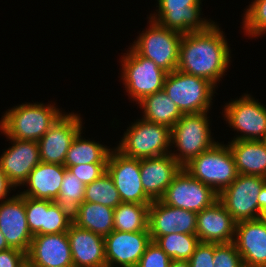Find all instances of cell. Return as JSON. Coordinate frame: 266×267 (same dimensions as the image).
<instances>
[{
  "mask_svg": "<svg viewBox=\"0 0 266 267\" xmlns=\"http://www.w3.org/2000/svg\"><path fill=\"white\" fill-rule=\"evenodd\" d=\"M230 56L223 31L214 22L205 31L183 34L177 70L204 78L216 87L225 75Z\"/></svg>",
  "mask_w": 266,
  "mask_h": 267,
  "instance_id": "6da1fadb",
  "label": "cell"
},
{
  "mask_svg": "<svg viewBox=\"0 0 266 267\" xmlns=\"http://www.w3.org/2000/svg\"><path fill=\"white\" fill-rule=\"evenodd\" d=\"M62 114L51 104H22L5 112L0 130L9 138L39 141Z\"/></svg>",
  "mask_w": 266,
  "mask_h": 267,
  "instance_id": "7a4b0ae2",
  "label": "cell"
},
{
  "mask_svg": "<svg viewBox=\"0 0 266 267\" xmlns=\"http://www.w3.org/2000/svg\"><path fill=\"white\" fill-rule=\"evenodd\" d=\"M193 178L210 186L218 195L233 183L238 175L229 145L217 142L183 167Z\"/></svg>",
  "mask_w": 266,
  "mask_h": 267,
  "instance_id": "3957f363",
  "label": "cell"
},
{
  "mask_svg": "<svg viewBox=\"0 0 266 267\" xmlns=\"http://www.w3.org/2000/svg\"><path fill=\"white\" fill-rule=\"evenodd\" d=\"M163 90L182 114H198L210 109L215 86L204 78L176 69L167 73Z\"/></svg>",
  "mask_w": 266,
  "mask_h": 267,
  "instance_id": "277c9868",
  "label": "cell"
},
{
  "mask_svg": "<svg viewBox=\"0 0 266 267\" xmlns=\"http://www.w3.org/2000/svg\"><path fill=\"white\" fill-rule=\"evenodd\" d=\"M208 118L207 112L183 114L171 128V144L179 153L170 154L182 167L217 143L211 138Z\"/></svg>",
  "mask_w": 266,
  "mask_h": 267,
  "instance_id": "5b68a950",
  "label": "cell"
},
{
  "mask_svg": "<svg viewBox=\"0 0 266 267\" xmlns=\"http://www.w3.org/2000/svg\"><path fill=\"white\" fill-rule=\"evenodd\" d=\"M133 123L116 149L130 158H150L169 154L171 128L145 119Z\"/></svg>",
  "mask_w": 266,
  "mask_h": 267,
  "instance_id": "8992f818",
  "label": "cell"
},
{
  "mask_svg": "<svg viewBox=\"0 0 266 267\" xmlns=\"http://www.w3.org/2000/svg\"><path fill=\"white\" fill-rule=\"evenodd\" d=\"M149 29L142 31L132 48L141 56L150 59L158 67L170 73L177 69L182 33L161 26L150 20Z\"/></svg>",
  "mask_w": 266,
  "mask_h": 267,
  "instance_id": "52a82bcc",
  "label": "cell"
},
{
  "mask_svg": "<svg viewBox=\"0 0 266 267\" xmlns=\"http://www.w3.org/2000/svg\"><path fill=\"white\" fill-rule=\"evenodd\" d=\"M123 55L122 78L126 92L133 101L139 102L144 97L163 90L167 72L150 59L139 55L132 47Z\"/></svg>",
  "mask_w": 266,
  "mask_h": 267,
  "instance_id": "ba28073f",
  "label": "cell"
},
{
  "mask_svg": "<svg viewBox=\"0 0 266 267\" xmlns=\"http://www.w3.org/2000/svg\"><path fill=\"white\" fill-rule=\"evenodd\" d=\"M265 181L261 176L238 174L219 194L218 200L236 223L260 217L258 195Z\"/></svg>",
  "mask_w": 266,
  "mask_h": 267,
  "instance_id": "9c48e42d",
  "label": "cell"
},
{
  "mask_svg": "<svg viewBox=\"0 0 266 267\" xmlns=\"http://www.w3.org/2000/svg\"><path fill=\"white\" fill-rule=\"evenodd\" d=\"M218 197L210 186L193 178L182 167L160 200L166 205L199 213L218 201Z\"/></svg>",
  "mask_w": 266,
  "mask_h": 267,
  "instance_id": "30bf717a",
  "label": "cell"
},
{
  "mask_svg": "<svg viewBox=\"0 0 266 267\" xmlns=\"http://www.w3.org/2000/svg\"><path fill=\"white\" fill-rule=\"evenodd\" d=\"M113 150V151H112ZM107 172L112 177L122 202L151 204L145 193L140 174V159L123 155L116 148L108 155Z\"/></svg>",
  "mask_w": 266,
  "mask_h": 267,
  "instance_id": "8fae6325",
  "label": "cell"
},
{
  "mask_svg": "<svg viewBox=\"0 0 266 267\" xmlns=\"http://www.w3.org/2000/svg\"><path fill=\"white\" fill-rule=\"evenodd\" d=\"M224 117L230 127L241 135L233 140H264L266 138V107L249 94L225 105ZM243 133V134H242Z\"/></svg>",
  "mask_w": 266,
  "mask_h": 267,
  "instance_id": "7c38bea8",
  "label": "cell"
},
{
  "mask_svg": "<svg viewBox=\"0 0 266 267\" xmlns=\"http://www.w3.org/2000/svg\"><path fill=\"white\" fill-rule=\"evenodd\" d=\"M158 14L149 18L182 34L205 31L214 21L201 18V0H157ZM158 15V16H157Z\"/></svg>",
  "mask_w": 266,
  "mask_h": 267,
  "instance_id": "4fadbf2b",
  "label": "cell"
},
{
  "mask_svg": "<svg viewBox=\"0 0 266 267\" xmlns=\"http://www.w3.org/2000/svg\"><path fill=\"white\" fill-rule=\"evenodd\" d=\"M81 130L82 119L78 114H62L38 141L40 161L64 165L67 151Z\"/></svg>",
  "mask_w": 266,
  "mask_h": 267,
  "instance_id": "5bb4252c",
  "label": "cell"
},
{
  "mask_svg": "<svg viewBox=\"0 0 266 267\" xmlns=\"http://www.w3.org/2000/svg\"><path fill=\"white\" fill-rule=\"evenodd\" d=\"M104 240L106 267H114V264L137 267L147 245L152 241L148 229L139 232L113 230Z\"/></svg>",
  "mask_w": 266,
  "mask_h": 267,
  "instance_id": "9a60e30c",
  "label": "cell"
},
{
  "mask_svg": "<svg viewBox=\"0 0 266 267\" xmlns=\"http://www.w3.org/2000/svg\"><path fill=\"white\" fill-rule=\"evenodd\" d=\"M197 213L166 205L161 200L152 201L148 210L150 236L172 233L196 235Z\"/></svg>",
  "mask_w": 266,
  "mask_h": 267,
  "instance_id": "2e32d148",
  "label": "cell"
},
{
  "mask_svg": "<svg viewBox=\"0 0 266 267\" xmlns=\"http://www.w3.org/2000/svg\"><path fill=\"white\" fill-rule=\"evenodd\" d=\"M0 232L10 248L28 253L33 235L27 225L24 196L20 193L0 203Z\"/></svg>",
  "mask_w": 266,
  "mask_h": 267,
  "instance_id": "e0dca14e",
  "label": "cell"
},
{
  "mask_svg": "<svg viewBox=\"0 0 266 267\" xmlns=\"http://www.w3.org/2000/svg\"><path fill=\"white\" fill-rule=\"evenodd\" d=\"M27 261L35 267H74L67 232L34 235Z\"/></svg>",
  "mask_w": 266,
  "mask_h": 267,
  "instance_id": "ac0fdd59",
  "label": "cell"
},
{
  "mask_svg": "<svg viewBox=\"0 0 266 267\" xmlns=\"http://www.w3.org/2000/svg\"><path fill=\"white\" fill-rule=\"evenodd\" d=\"M13 142L0 157V165L15 187L23 185L29 173L41 162L38 141L9 138Z\"/></svg>",
  "mask_w": 266,
  "mask_h": 267,
  "instance_id": "d6986e66",
  "label": "cell"
},
{
  "mask_svg": "<svg viewBox=\"0 0 266 267\" xmlns=\"http://www.w3.org/2000/svg\"><path fill=\"white\" fill-rule=\"evenodd\" d=\"M233 242L245 267H266V224L259 218L236 223Z\"/></svg>",
  "mask_w": 266,
  "mask_h": 267,
  "instance_id": "ffe728a7",
  "label": "cell"
},
{
  "mask_svg": "<svg viewBox=\"0 0 266 267\" xmlns=\"http://www.w3.org/2000/svg\"><path fill=\"white\" fill-rule=\"evenodd\" d=\"M236 222L218 200L197 213L196 236L204 243H229L235 238Z\"/></svg>",
  "mask_w": 266,
  "mask_h": 267,
  "instance_id": "44dd1931",
  "label": "cell"
},
{
  "mask_svg": "<svg viewBox=\"0 0 266 267\" xmlns=\"http://www.w3.org/2000/svg\"><path fill=\"white\" fill-rule=\"evenodd\" d=\"M181 168L170 153L140 159L141 181L145 193L153 201L160 200Z\"/></svg>",
  "mask_w": 266,
  "mask_h": 267,
  "instance_id": "7402d4cb",
  "label": "cell"
},
{
  "mask_svg": "<svg viewBox=\"0 0 266 267\" xmlns=\"http://www.w3.org/2000/svg\"><path fill=\"white\" fill-rule=\"evenodd\" d=\"M74 267H106L104 237L71 224L67 231Z\"/></svg>",
  "mask_w": 266,
  "mask_h": 267,
  "instance_id": "603a6c76",
  "label": "cell"
},
{
  "mask_svg": "<svg viewBox=\"0 0 266 267\" xmlns=\"http://www.w3.org/2000/svg\"><path fill=\"white\" fill-rule=\"evenodd\" d=\"M66 167L64 165L40 162L23 183L28 185L22 196L55 202L58 198Z\"/></svg>",
  "mask_w": 266,
  "mask_h": 267,
  "instance_id": "cb8c5ba5",
  "label": "cell"
},
{
  "mask_svg": "<svg viewBox=\"0 0 266 267\" xmlns=\"http://www.w3.org/2000/svg\"><path fill=\"white\" fill-rule=\"evenodd\" d=\"M229 148L238 174L266 178V143L264 140H232Z\"/></svg>",
  "mask_w": 266,
  "mask_h": 267,
  "instance_id": "d4e9b609",
  "label": "cell"
},
{
  "mask_svg": "<svg viewBox=\"0 0 266 267\" xmlns=\"http://www.w3.org/2000/svg\"><path fill=\"white\" fill-rule=\"evenodd\" d=\"M73 224L103 237L114 230V209L92 202H83L73 212Z\"/></svg>",
  "mask_w": 266,
  "mask_h": 267,
  "instance_id": "484cf974",
  "label": "cell"
},
{
  "mask_svg": "<svg viewBox=\"0 0 266 267\" xmlns=\"http://www.w3.org/2000/svg\"><path fill=\"white\" fill-rule=\"evenodd\" d=\"M138 104H140V108L144 110L142 111L144 113L143 119L149 122L163 124L170 128H172L183 115L164 90L144 97Z\"/></svg>",
  "mask_w": 266,
  "mask_h": 267,
  "instance_id": "4316f807",
  "label": "cell"
},
{
  "mask_svg": "<svg viewBox=\"0 0 266 267\" xmlns=\"http://www.w3.org/2000/svg\"><path fill=\"white\" fill-rule=\"evenodd\" d=\"M81 134L80 131L69 147L64 166L68 168L86 163H107L111 149L90 139H83Z\"/></svg>",
  "mask_w": 266,
  "mask_h": 267,
  "instance_id": "83f0119b",
  "label": "cell"
},
{
  "mask_svg": "<svg viewBox=\"0 0 266 267\" xmlns=\"http://www.w3.org/2000/svg\"><path fill=\"white\" fill-rule=\"evenodd\" d=\"M151 204L122 202L114 208V230L139 232L148 229V210Z\"/></svg>",
  "mask_w": 266,
  "mask_h": 267,
  "instance_id": "f1b7e54d",
  "label": "cell"
},
{
  "mask_svg": "<svg viewBox=\"0 0 266 267\" xmlns=\"http://www.w3.org/2000/svg\"><path fill=\"white\" fill-rule=\"evenodd\" d=\"M172 260H189L200 243L196 235L172 233L164 236H151Z\"/></svg>",
  "mask_w": 266,
  "mask_h": 267,
  "instance_id": "f546056e",
  "label": "cell"
},
{
  "mask_svg": "<svg viewBox=\"0 0 266 267\" xmlns=\"http://www.w3.org/2000/svg\"><path fill=\"white\" fill-rule=\"evenodd\" d=\"M84 202L98 203L113 209L122 203L119 192L108 172L86 185Z\"/></svg>",
  "mask_w": 266,
  "mask_h": 267,
  "instance_id": "4dcf8cb0",
  "label": "cell"
},
{
  "mask_svg": "<svg viewBox=\"0 0 266 267\" xmlns=\"http://www.w3.org/2000/svg\"><path fill=\"white\" fill-rule=\"evenodd\" d=\"M73 223L72 211L60 203L43 200L42 234L67 232Z\"/></svg>",
  "mask_w": 266,
  "mask_h": 267,
  "instance_id": "1f68e13d",
  "label": "cell"
},
{
  "mask_svg": "<svg viewBox=\"0 0 266 267\" xmlns=\"http://www.w3.org/2000/svg\"><path fill=\"white\" fill-rule=\"evenodd\" d=\"M85 187L86 185L66 168L58 198L55 202L62 204L73 212L84 202Z\"/></svg>",
  "mask_w": 266,
  "mask_h": 267,
  "instance_id": "d6a6232c",
  "label": "cell"
},
{
  "mask_svg": "<svg viewBox=\"0 0 266 267\" xmlns=\"http://www.w3.org/2000/svg\"><path fill=\"white\" fill-rule=\"evenodd\" d=\"M243 20V29L249 37L265 34L266 0H254L246 9Z\"/></svg>",
  "mask_w": 266,
  "mask_h": 267,
  "instance_id": "836d02e7",
  "label": "cell"
},
{
  "mask_svg": "<svg viewBox=\"0 0 266 267\" xmlns=\"http://www.w3.org/2000/svg\"><path fill=\"white\" fill-rule=\"evenodd\" d=\"M214 267H245L234 242L215 243Z\"/></svg>",
  "mask_w": 266,
  "mask_h": 267,
  "instance_id": "e575fe53",
  "label": "cell"
},
{
  "mask_svg": "<svg viewBox=\"0 0 266 267\" xmlns=\"http://www.w3.org/2000/svg\"><path fill=\"white\" fill-rule=\"evenodd\" d=\"M27 225L34 235H42L43 200L24 196Z\"/></svg>",
  "mask_w": 266,
  "mask_h": 267,
  "instance_id": "d590c367",
  "label": "cell"
},
{
  "mask_svg": "<svg viewBox=\"0 0 266 267\" xmlns=\"http://www.w3.org/2000/svg\"><path fill=\"white\" fill-rule=\"evenodd\" d=\"M171 261L172 259L154 241H151L137 267H169Z\"/></svg>",
  "mask_w": 266,
  "mask_h": 267,
  "instance_id": "8d00e7d4",
  "label": "cell"
},
{
  "mask_svg": "<svg viewBox=\"0 0 266 267\" xmlns=\"http://www.w3.org/2000/svg\"><path fill=\"white\" fill-rule=\"evenodd\" d=\"M67 170L87 185L107 172V163H86L70 166Z\"/></svg>",
  "mask_w": 266,
  "mask_h": 267,
  "instance_id": "74e56055",
  "label": "cell"
},
{
  "mask_svg": "<svg viewBox=\"0 0 266 267\" xmlns=\"http://www.w3.org/2000/svg\"><path fill=\"white\" fill-rule=\"evenodd\" d=\"M215 243L200 242L190 259V267H214Z\"/></svg>",
  "mask_w": 266,
  "mask_h": 267,
  "instance_id": "f35d334b",
  "label": "cell"
},
{
  "mask_svg": "<svg viewBox=\"0 0 266 267\" xmlns=\"http://www.w3.org/2000/svg\"><path fill=\"white\" fill-rule=\"evenodd\" d=\"M27 261V254L16 248L0 251V267H22Z\"/></svg>",
  "mask_w": 266,
  "mask_h": 267,
  "instance_id": "ab89813d",
  "label": "cell"
},
{
  "mask_svg": "<svg viewBox=\"0 0 266 267\" xmlns=\"http://www.w3.org/2000/svg\"><path fill=\"white\" fill-rule=\"evenodd\" d=\"M13 187H15V185L8 179L7 175L4 173L0 165V201L1 202L9 199L6 197L7 195H9L8 193H10L9 190H11V188L13 190Z\"/></svg>",
  "mask_w": 266,
  "mask_h": 267,
  "instance_id": "60d3db41",
  "label": "cell"
},
{
  "mask_svg": "<svg viewBox=\"0 0 266 267\" xmlns=\"http://www.w3.org/2000/svg\"><path fill=\"white\" fill-rule=\"evenodd\" d=\"M258 205H259L260 211H262L263 209H266V181L258 195Z\"/></svg>",
  "mask_w": 266,
  "mask_h": 267,
  "instance_id": "b9f144b4",
  "label": "cell"
},
{
  "mask_svg": "<svg viewBox=\"0 0 266 267\" xmlns=\"http://www.w3.org/2000/svg\"><path fill=\"white\" fill-rule=\"evenodd\" d=\"M169 267H190L188 260H172Z\"/></svg>",
  "mask_w": 266,
  "mask_h": 267,
  "instance_id": "7bdbcfd3",
  "label": "cell"
},
{
  "mask_svg": "<svg viewBox=\"0 0 266 267\" xmlns=\"http://www.w3.org/2000/svg\"><path fill=\"white\" fill-rule=\"evenodd\" d=\"M10 247L8 246L4 235L0 232V251H4L9 249Z\"/></svg>",
  "mask_w": 266,
  "mask_h": 267,
  "instance_id": "ee69618b",
  "label": "cell"
},
{
  "mask_svg": "<svg viewBox=\"0 0 266 267\" xmlns=\"http://www.w3.org/2000/svg\"><path fill=\"white\" fill-rule=\"evenodd\" d=\"M259 219H260L263 223L266 224V209H263V210L261 211V214H260Z\"/></svg>",
  "mask_w": 266,
  "mask_h": 267,
  "instance_id": "f6af8a7d",
  "label": "cell"
},
{
  "mask_svg": "<svg viewBox=\"0 0 266 267\" xmlns=\"http://www.w3.org/2000/svg\"><path fill=\"white\" fill-rule=\"evenodd\" d=\"M22 267H35V266L31 265L28 261H26Z\"/></svg>",
  "mask_w": 266,
  "mask_h": 267,
  "instance_id": "bcb514c9",
  "label": "cell"
}]
</instances>
